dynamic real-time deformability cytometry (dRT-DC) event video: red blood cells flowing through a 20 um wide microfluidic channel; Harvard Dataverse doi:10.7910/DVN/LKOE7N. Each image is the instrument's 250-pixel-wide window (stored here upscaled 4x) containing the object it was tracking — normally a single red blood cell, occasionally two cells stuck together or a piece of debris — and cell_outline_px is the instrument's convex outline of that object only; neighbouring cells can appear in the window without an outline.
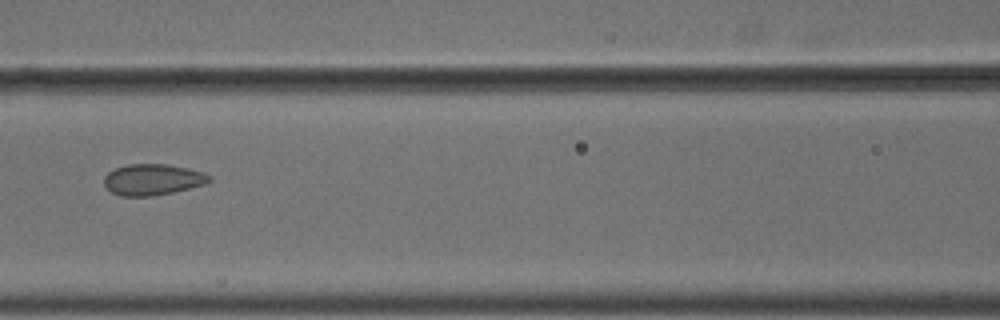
{"species": "common noctule bat (a hibernating species)", "species_latin": "Nyctalus noctula", "temperature_condition": "cold", "stored_images_in_passage": 9, "camera_frame_rate_fps": 3000, "um_per_image_px": 0.085, "animal": {"sex": "male", "body_mass_g": 18.8}, "frame": {"image": 1, "passage_image": 7, "time_ms": 2.0, "image_size_px": [1000, 320], "cell_outline_px": [[212, 180], [204, 184], [172, 192], [152, 196], [120, 196], [112, 192], [104, 184], [104, 176], [108, 172], [116, 168], [128, 164], [168, 164], [188, 168], [204, 172], [212, 176]], "centroid_in_image_um": [12.99, 15.25], "position_along_channel_um": 153.6, "area_um2": 19.07}}
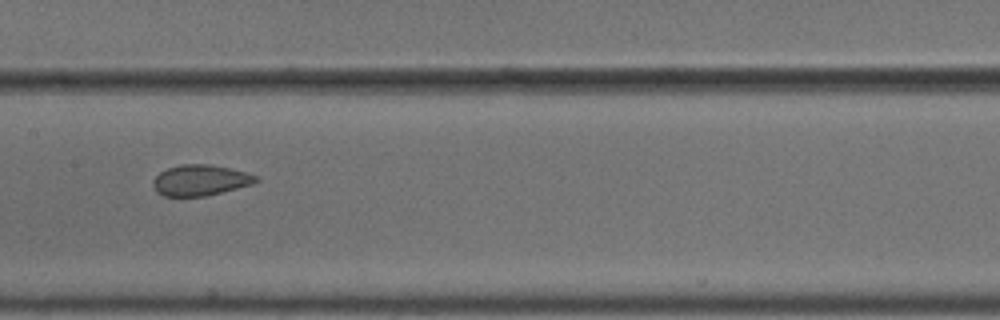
{"frame": {"image": 2, "passage_image": 8, "time_ms": 2.333, "image_size_px": [1000, 320], "cell_outline_px": [[260, 180], [252, 184], [204, 196], [164, 196], [156, 192], [152, 184], [152, 180], [160, 172], [168, 168], [180, 164], [208, 164], [228, 168], [244, 172], [256, 176]], "centroid_in_image_um": [16.97, 15.32], "position_along_channel_um": 190.4, "area_um2": 18.26}}
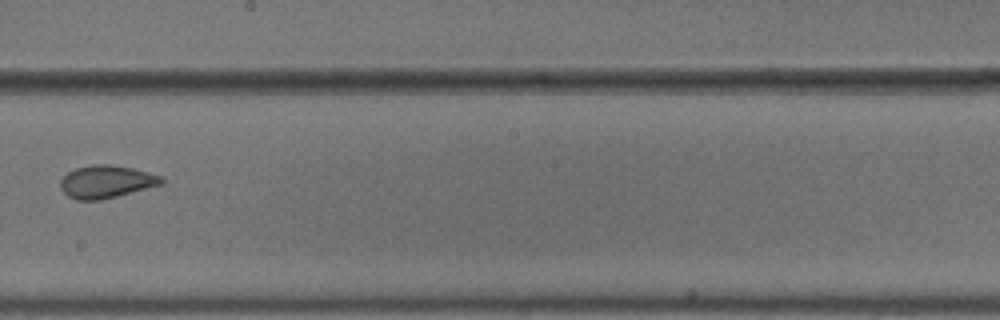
{"frame": {"image": 3, "passage_image": 9, "time_ms": 2.667, "image_size_px": [1000, 320], "cell_outline_px": [[164, 180], [160, 184], [116, 196], [100, 200], [76, 200], [68, 196], [60, 188], [60, 180], [68, 172], [76, 168], [92, 164], [112, 164], [132, 168], [148, 172], [160, 176]], "centroid_in_image_um": [8.98, 15.43], "position_along_channel_um": 239.2, "area_um2": 19.02}}